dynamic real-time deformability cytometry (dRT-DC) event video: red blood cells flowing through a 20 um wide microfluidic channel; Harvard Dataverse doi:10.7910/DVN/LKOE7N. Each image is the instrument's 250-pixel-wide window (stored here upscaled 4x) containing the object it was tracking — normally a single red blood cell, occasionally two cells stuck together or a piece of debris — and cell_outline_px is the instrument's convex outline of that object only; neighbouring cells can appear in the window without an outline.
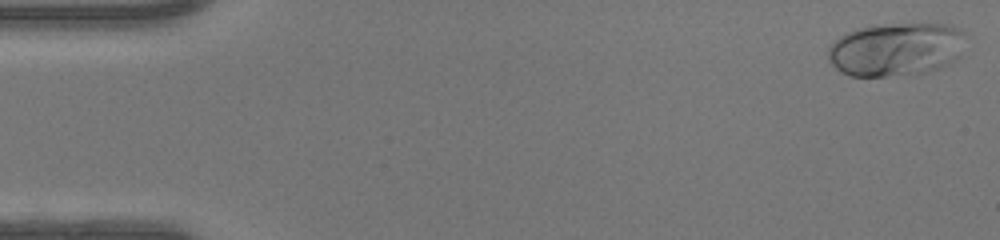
{"species": "human", "species_latin": "Homo sapiens", "temperature_condition": "warm", "stored_images_in_passage": 47, "camera_frame_rate_fps": 3000, "um_per_image_px": 0.085, "donor": {"sex": "female"}, "frame": {"image": 1, "passage_image": 1, "time_ms": 0.0, "image_size_px": [1000, 240], "cell_outline_px": [[964, 32], [960, 56], [956, 60], [940, 68], [924, 72], [884, 76], [848, 76], [840, 72], [828, 60], [828, 48], [840, 36], [848, 32], [860, 28], [900, 24], [952, 24], [960, 28]], "centroid_in_image_um": [76.17, 4.2], "position_along_channel_um": 8.8, "area_um2": 42.48}}
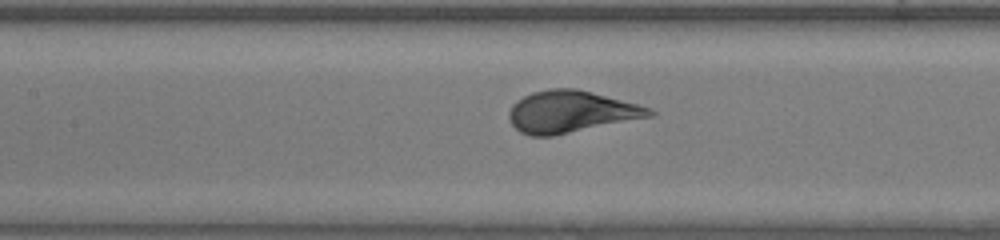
{"frame": {"image": 2, "passage_image": 21, "time_ms": 6.667, "image_size_px": [1000, 240], "cell_outline_px": [[656, 112], [652, 116], [552, 136], [528, 136], [520, 132], [512, 124], [508, 116], [508, 112], [512, 104], [516, 100], [532, 92], [552, 88], [576, 88], [592, 92], [652, 108]], "centroid_in_image_um": [48.49, 9.49], "position_along_channel_um": 158.9, "area_um2": 34.16}}
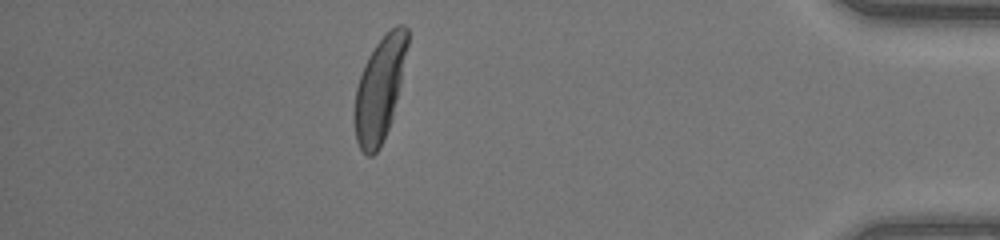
{"frame": {"image": 3, "passage_image": 41, "time_ms": 13.333, "image_size_px": [1000, 240], "cell_outline_px": [[408, 44], [396, 100], [392, 116], [388, 128], [380, 148], [372, 156], [368, 156], [360, 148], [356, 140], [356, 88], [364, 64], [368, 56], [376, 44], [396, 24], [404, 24], [408, 28]], "centroid_in_image_um": [32.29, 7.54], "position_along_channel_um": 402.9, "area_um2": 31.04}}